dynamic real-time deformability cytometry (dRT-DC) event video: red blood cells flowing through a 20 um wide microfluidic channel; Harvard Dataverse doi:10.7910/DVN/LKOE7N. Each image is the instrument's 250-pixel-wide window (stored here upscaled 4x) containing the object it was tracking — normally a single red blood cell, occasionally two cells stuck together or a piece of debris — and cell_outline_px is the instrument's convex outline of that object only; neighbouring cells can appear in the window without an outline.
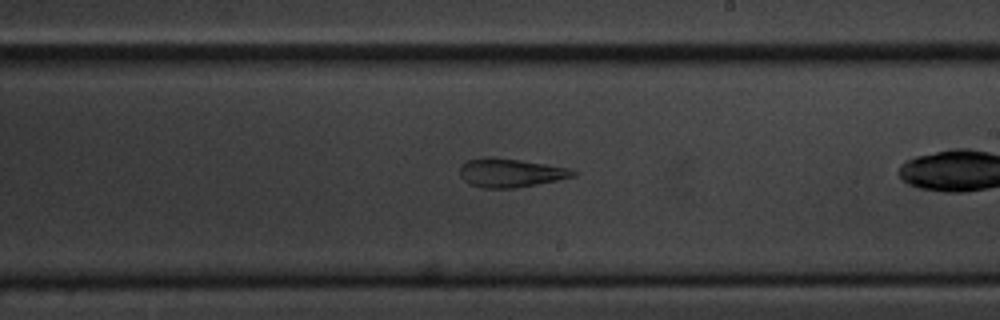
{"species": "common noctule bat (a hibernating species)", "species_latin": "Nyctalus noctula", "temperature_condition": "cold", "stored_images_in_passage": 39, "camera_frame_rate_fps": 3000, "um_per_image_px": 0.085, "animal": {"sex": "male", "body_mass_g": 20.1, "forearm_length_mm": 53.5}, "frame": {"image": 1, "passage_image": 28, "time_ms": 9.0, "image_size_px": [1000, 320], "cell_outline_px": [[576, 176], [516, 188], [484, 188], [468, 184], [460, 176], [460, 168], [468, 160], [484, 156], [520, 160], [568, 168], [576, 172]], "centroid_in_image_um": [43.35, 14.69], "position_along_channel_um": 245.6, "area_um2": 18.73}}
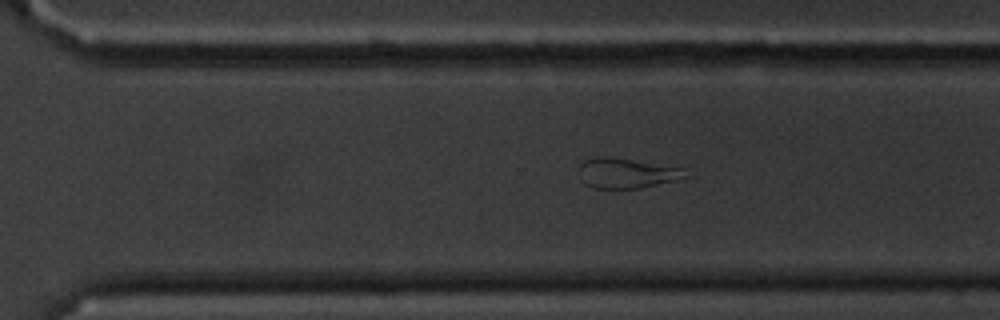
{"frame": {"image": 2, "passage_image": 34, "time_ms": 11.0, "image_size_px": [1000, 320], "cell_outline_px": [[684, 176], [676, 180], [640, 188], [592, 188], [584, 184], [580, 168], [580, 164], [584, 160], [596, 156], [608, 156], [680, 168], [684, 172]], "centroid_in_image_um": [53.17, 14.72], "position_along_channel_um": 317.4, "area_um2": 18.09}}